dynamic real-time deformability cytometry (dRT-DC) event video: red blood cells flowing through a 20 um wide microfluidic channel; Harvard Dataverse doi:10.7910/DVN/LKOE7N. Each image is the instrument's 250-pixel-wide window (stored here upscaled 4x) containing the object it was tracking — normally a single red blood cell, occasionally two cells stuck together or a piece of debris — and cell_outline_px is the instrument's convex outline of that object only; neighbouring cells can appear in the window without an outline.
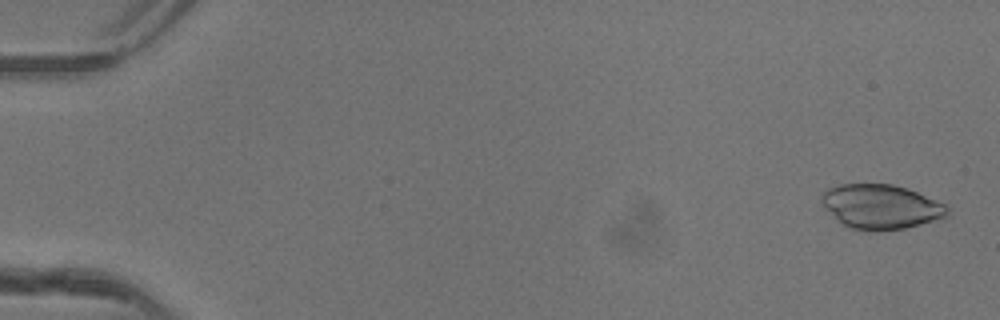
{"species": "common noctule bat (a hibernating species)", "species_latin": "Nyctalus noctula", "temperature_condition": "warm", "stored_images_in_passage": 50, "camera_frame_rate_fps": 3000, "um_per_image_px": 0.085, "animal": {"sex": "female"}, "frame": {"image": 1, "passage_image": 2, "time_ms": 0.333, "image_size_px": [1000, 320], "cell_outline_px": [[948, 216], [920, 224], [904, 228], [880, 232], [868, 232], [852, 228], [836, 220], [824, 208], [820, 200], [820, 196], [828, 188], [840, 184], [892, 184], [916, 192], [944, 204], [948, 208]], "centroid_in_image_um": [74.82, 17.58], "position_along_channel_um": 10.2, "area_um2": 32.6}}